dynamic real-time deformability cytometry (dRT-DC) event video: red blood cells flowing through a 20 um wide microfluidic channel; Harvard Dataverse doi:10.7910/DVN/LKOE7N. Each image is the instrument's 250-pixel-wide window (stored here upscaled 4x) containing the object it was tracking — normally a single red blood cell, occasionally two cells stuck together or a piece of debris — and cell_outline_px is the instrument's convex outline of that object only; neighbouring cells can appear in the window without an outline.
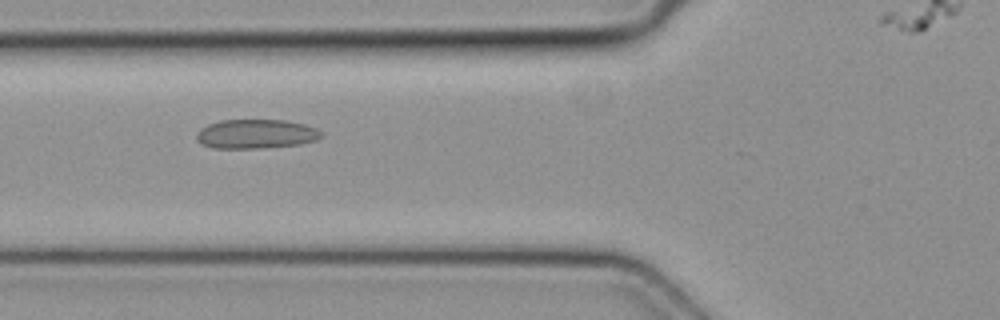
{"species": "common noctule bat (a hibernating species)", "species_latin": "Nyctalus noctula", "temperature_condition": "cold", "stored_images_in_passage": 5, "camera_frame_rate_fps": 3000, "um_per_image_px": 0.085, "animal": {"sex": "female", "body_mass_g": 19.3, "forearm_length_mm": 54.1}, "frame": {"image": 1, "passage_image": 4, "time_ms": 1.0, "image_size_px": [1000, 320], "cell_outline_px": [[324, 136], [316, 140], [300, 144], [264, 148], [212, 148], [200, 144], [196, 140], [196, 132], [200, 128], [208, 124], [220, 120], [288, 120], [304, 124], [316, 128], [324, 132]], "centroid_in_image_um": [21.76, 11.39], "position_along_channel_um": 104.0, "area_um2": 21.62}}